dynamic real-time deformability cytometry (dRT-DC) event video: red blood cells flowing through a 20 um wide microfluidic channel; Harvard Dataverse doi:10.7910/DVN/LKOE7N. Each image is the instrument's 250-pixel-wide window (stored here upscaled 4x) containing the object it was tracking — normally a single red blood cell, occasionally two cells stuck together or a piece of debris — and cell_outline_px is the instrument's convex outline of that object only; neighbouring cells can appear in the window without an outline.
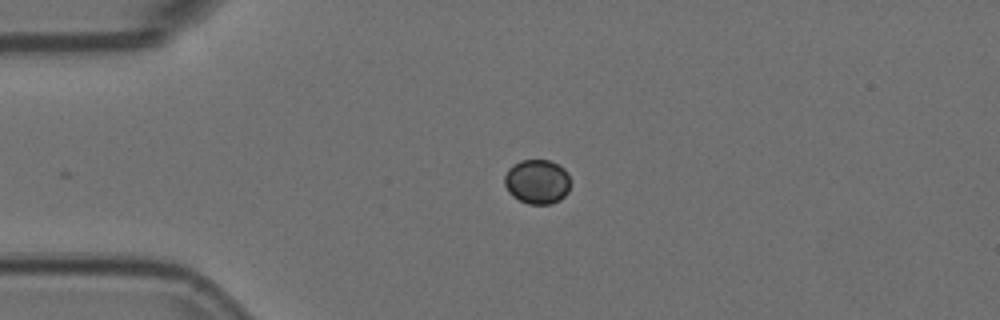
{"species": "Egyptian fruit bat (a non-hibernating species)", "species_latin": "Rousettus aegyptiacus", "temperature_condition": "room temperature", "stored_images_in_passage": 4, "camera_frame_rate_fps": 3000, "um_per_image_px": 0.085, "animal": {"sex": "female"}, "frame": {"image": 1, "passage_image": 4, "time_ms": 1.0, "image_size_px": [1000, 320], "cell_outline_px": [[568, 192], [560, 200], [548, 204], [528, 204], [512, 196], [508, 192], [504, 184], [504, 176], [508, 168], [512, 164], [520, 160], [548, 160], [564, 168], [568, 172]], "centroid_in_image_um": [45.62, 15.44], "position_along_channel_um": 39.4, "area_um2": 17.11}}